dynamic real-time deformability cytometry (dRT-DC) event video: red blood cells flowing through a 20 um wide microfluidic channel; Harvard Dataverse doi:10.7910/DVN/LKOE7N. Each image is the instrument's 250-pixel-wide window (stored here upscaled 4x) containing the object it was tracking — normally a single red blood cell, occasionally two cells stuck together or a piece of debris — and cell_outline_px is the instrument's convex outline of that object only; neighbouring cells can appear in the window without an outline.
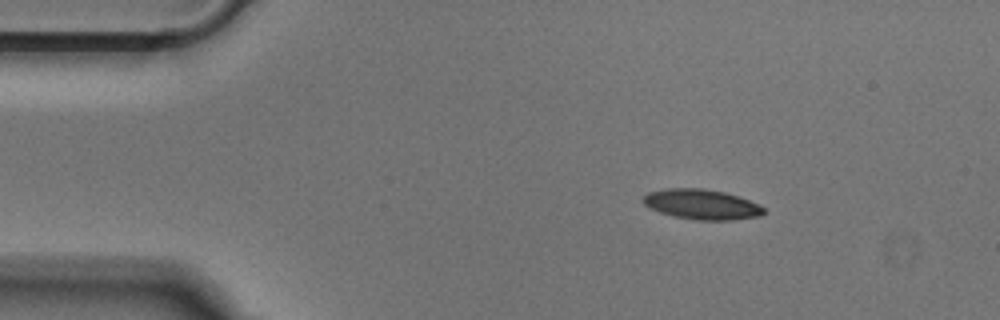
{"species": "Egyptian fruit bat (a non-hibernating species)", "species_latin": "Rousettus aegyptiacus", "temperature_condition": "cold", "stored_images_in_passage": 45, "camera_frame_rate_fps": 3000, "um_per_image_px": 0.085, "animal": {"sex": "male"}, "frame": {"image": 1, "passage_image": 1, "time_ms": 0.0, "image_size_px": [1000, 320], "cell_outline_px": [[764, 212], [760, 216], [732, 220], [696, 220], [672, 216], [660, 212], [644, 204], [644, 196], [648, 192], [668, 188], [704, 188], [724, 192], [748, 200], [764, 208]], "centroid_in_image_um": [59.63, 17.37], "position_along_channel_um": 25.4, "area_um2": 20.92}}
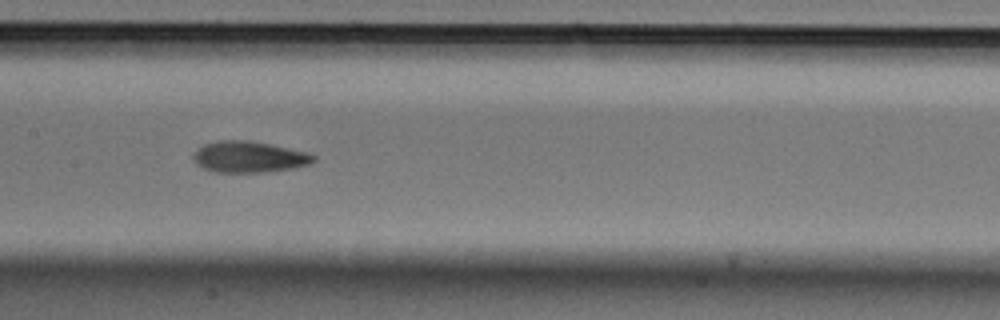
{"frame": {"image": 2, "passage_image": 18, "time_ms": 5.667, "image_size_px": [1000, 320], "cell_outline_px": [[316, 160], [312, 164], [292, 168], [268, 172], [216, 172], [204, 168], [196, 164], [192, 160], [192, 156], [204, 144], [216, 140], [248, 140], [308, 152], [316, 156]], "centroid_in_image_um": [21.19, 13.34], "position_along_channel_um": 186.2, "area_um2": 21.91}}
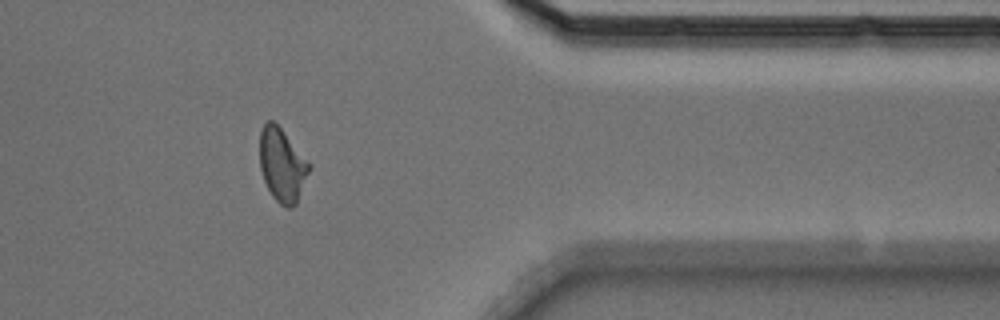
{"frame": {"image": 3, "passage_image": 35, "time_ms": 11.333, "image_size_px": [1000, 320], "cell_outline_px": [[312, 164], [296, 204], [292, 208], [284, 208], [272, 196], [264, 180], [260, 168], [260, 132], [264, 124], [268, 120], [272, 120], [280, 128]], "centroid_in_image_um": [23.99, 14.04], "position_along_channel_um": 387.4, "area_um2": 21.04}}